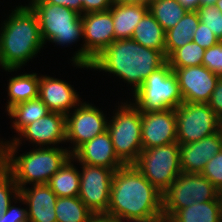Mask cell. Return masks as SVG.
Here are the masks:
<instances>
[{"label": "cell", "mask_w": 222, "mask_h": 222, "mask_svg": "<svg viewBox=\"0 0 222 222\" xmlns=\"http://www.w3.org/2000/svg\"><path fill=\"white\" fill-rule=\"evenodd\" d=\"M162 196L134 164L123 165L113 173L110 202L103 216L121 222L154 216L162 211Z\"/></svg>", "instance_id": "1"}, {"label": "cell", "mask_w": 222, "mask_h": 222, "mask_svg": "<svg viewBox=\"0 0 222 222\" xmlns=\"http://www.w3.org/2000/svg\"><path fill=\"white\" fill-rule=\"evenodd\" d=\"M166 62V56L160 51L144 47L132 39H120L93 59L89 67L118 76L133 86L134 93L153 71Z\"/></svg>", "instance_id": "2"}, {"label": "cell", "mask_w": 222, "mask_h": 222, "mask_svg": "<svg viewBox=\"0 0 222 222\" xmlns=\"http://www.w3.org/2000/svg\"><path fill=\"white\" fill-rule=\"evenodd\" d=\"M0 29V67L5 71H17L45 45L37 15L29 5L16 6Z\"/></svg>", "instance_id": "3"}, {"label": "cell", "mask_w": 222, "mask_h": 222, "mask_svg": "<svg viewBox=\"0 0 222 222\" xmlns=\"http://www.w3.org/2000/svg\"><path fill=\"white\" fill-rule=\"evenodd\" d=\"M18 146H5L4 167L11 173L18 188L47 184L50 178L71 157L67 148L36 147L16 156ZM16 156V157H15Z\"/></svg>", "instance_id": "4"}, {"label": "cell", "mask_w": 222, "mask_h": 222, "mask_svg": "<svg viewBox=\"0 0 222 222\" xmlns=\"http://www.w3.org/2000/svg\"><path fill=\"white\" fill-rule=\"evenodd\" d=\"M133 97L132 104L141 113L176 109L183 103L177 76L168 62L153 71Z\"/></svg>", "instance_id": "5"}, {"label": "cell", "mask_w": 222, "mask_h": 222, "mask_svg": "<svg viewBox=\"0 0 222 222\" xmlns=\"http://www.w3.org/2000/svg\"><path fill=\"white\" fill-rule=\"evenodd\" d=\"M37 15L44 43L69 45L83 38L81 15L64 6L30 0L28 4Z\"/></svg>", "instance_id": "6"}, {"label": "cell", "mask_w": 222, "mask_h": 222, "mask_svg": "<svg viewBox=\"0 0 222 222\" xmlns=\"http://www.w3.org/2000/svg\"><path fill=\"white\" fill-rule=\"evenodd\" d=\"M129 103V104H128ZM108 120L107 131L110 134L117 157L125 164H134L142 148L141 112L132 102H121Z\"/></svg>", "instance_id": "7"}, {"label": "cell", "mask_w": 222, "mask_h": 222, "mask_svg": "<svg viewBox=\"0 0 222 222\" xmlns=\"http://www.w3.org/2000/svg\"><path fill=\"white\" fill-rule=\"evenodd\" d=\"M141 174L161 193L182 173L178 142L143 149L134 163Z\"/></svg>", "instance_id": "8"}, {"label": "cell", "mask_w": 222, "mask_h": 222, "mask_svg": "<svg viewBox=\"0 0 222 222\" xmlns=\"http://www.w3.org/2000/svg\"><path fill=\"white\" fill-rule=\"evenodd\" d=\"M221 200L219 190L202 174L182 172L163 193L162 211L171 217L177 210L194 204Z\"/></svg>", "instance_id": "9"}, {"label": "cell", "mask_w": 222, "mask_h": 222, "mask_svg": "<svg viewBox=\"0 0 222 222\" xmlns=\"http://www.w3.org/2000/svg\"><path fill=\"white\" fill-rule=\"evenodd\" d=\"M83 42L72 60L76 67L90 69V65L103 50L115 41L112 13L110 10L81 15Z\"/></svg>", "instance_id": "10"}, {"label": "cell", "mask_w": 222, "mask_h": 222, "mask_svg": "<svg viewBox=\"0 0 222 222\" xmlns=\"http://www.w3.org/2000/svg\"><path fill=\"white\" fill-rule=\"evenodd\" d=\"M175 114L179 144L199 141L222 129V120L208 103L183 102Z\"/></svg>", "instance_id": "11"}, {"label": "cell", "mask_w": 222, "mask_h": 222, "mask_svg": "<svg viewBox=\"0 0 222 222\" xmlns=\"http://www.w3.org/2000/svg\"><path fill=\"white\" fill-rule=\"evenodd\" d=\"M82 102L71 111L73 113L66 115V142L73 145L68 149L71 155L81 145L107 131L108 119L103 111L93 104Z\"/></svg>", "instance_id": "12"}, {"label": "cell", "mask_w": 222, "mask_h": 222, "mask_svg": "<svg viewBox=\"0 0 222 222\" xmlns=\"http://www.w3.org/2000/svg\"><path fill=\"white\" fill-rule=\"evenodd\" d=\"M81 164L78 197L96 216L104 215L109 206L114 170Z\"/></svg>", "instance_id": "13"}, {"label": "cell", "mask_w": 222, "mask_h": 222, "mask_svg": "<svg viewBox=\"0 0 222 222\" xmlns=\"http://www.w3.org/2000/svg\"><path fill=\"white\" fill-rule=\"evenodd\" d=\"M65 125V114L50 112L45 117H41L25 126L18 133L19 137H14L12 140L10 139V141L7 142L5 141V146L20 147L22 139L25 138L23 140H29L28 142L35 144L36 147H54L56 144L58 145L62 142H66Z\"/></svg>", "instance_id": "14"}, {"label": "cell", "mask_w": 222, "mask_h": 222, "mask_svg": "<svg viewBox=\"0 0 222 222\" xmlns=\"http://www.w3.org/2000/svg\"><path fill=\"white\" fill-rule=\"evenodd\" d=\"M177 76L183 102L208 103L219 76L204 65L172 69Z\"/></svg>", "instance_id": "15"}, {"label": "cell", "mask_w": 222, "mask_h": 222, "mask_svg": "<svg viewBox=\"0 0 222 222\" xmlns=\"http://www.w3.org/2000/svg\"><path fill=\"white\" fill-rule=\"evenodd\" d=\"M175 109L141 113L142 148L177 142Z\"/></svg>", "instance_id": "16"}, {"label": "cell", "mask_w": 222, "mask_h": 222, "mask_svg": "<svg viewBox=\"0 0 222 222\" xmlns=\"http://www.w3.org/2000/svg\"><path fill=\"white\" fill-rule=\"evenodd\" d=\"M222 150V129L189 144H180L182 172L201 174L207 162Z\"/></svg>", "instance_id": "17"}, {"label": "cell", "mask_w": 222, "mask_h": 222, "mask_svg": "<svg viewBox=\"0 0 222 222\" xmlns=\"http://www.w3.org/2000/svg\"><path fill=\"white\" fill-rule=\"evenodd\" d=\"M74 87L58 78L41 75L39 80L38 97L46 104L51 112L69 114L72 108L81 102Z\"/></svg>", "instance_id": "18"}, {"label": "cell", "mask_w": 222, "mask_h": 222, "mask_svg": "<svg viewBox=\"0 0 222 222\" xmlns=\"http://www.w3.org/2000/svg\"><path fill=\"white\" fill-rule=\"evenodd\" d=\"M73 161L92 166H101L116 171L125 165L116 155L108 131L97 135L81 145L72 155Z\"/></svg>", "instance_id": "19"}, {"label": "cell", "mask_w": 222, "mask_h": 222, "mask_svg": "<svg viewBox=\"0 0 222 222\" xmlns=\"http://www.w3.org/2000/svg\"><path fill=\"white\" fill-rule=\"evenodd\" d=\"M57 195L47 184L32 185L20 189L19 203L28 206V222H57L55 205Z\"/></svg>", "instance_id": "20"}, {"label": "cell", "mask_w": 222, "mask_h": 222, "mask_svg": "<svg viewBox=\"0 0 222 222\" xmlns=\"http://www.w3.org/2000/svg\"><path fill=\"white\" fill-rule=\"evenodd\" d=\"M112 13L115 40L131 39L136 25L149 11L148 6L118 4L110 9Z\"/></svg>", "instance_id": "21"}, {"label": "cell", "mask_w": 222, "mask_h": 222, "mask_svg": "<svg viewBox=\"0 0 222 222\" xmlns=\"http://www.w3.org/2000/svg\"><path fill=\"white\" fill-rule=\"evenodd\" d=\"M200 23L197 11H187L181 20L165 32V56L168 58L175 50L192 41L193 34Z\"/></svg>", "instance_id": "22"}, {"label": "cell", "mask_w": 222, "mask_h": 222, "mask_svg": "<svg viewBox=\"0 0 222 222\" xmlns=\"http://www.w3.org/2000/svg\"><path fill=\"white\" fill-rule=\"evenodd\" d=\"M131 39L165 55V31L149 11L136 25Z\"/></svg>", "instance_id": "23"}, {"label": "cell", "mask_w": 222, "mask_h": 222, "mask_svg": "<svg viewBox=\"0 0 222 222\" xmlns=\"http://www.w3.org/2000/svg\"><path fill=\"white\" fill-rule=\"evenodd\" d=\"M221 212V200L194 201V204L177 210L170 219L171 222H219Z\"/></svg>", "instance_id": "24"}, {"label": "cell", "mask_w": 222, "mask_h": 222, "mask_svg": "<svg viewBox=\"0 0 222 222\" xmlns=\"http://www.w3.org/2000/svg\"><path fill=\"white\" fill-rule=\"evenodd\" d=\"M71 162L72 156L47 183L57 197H76L79 194L80 171Z\"/></svg>", "instance_id": "25"}, {"label": "cell", "mask_w": 222, "mask_h": 222, "mask_svg": "<svg viewBox=\"0 0 222 222\" xmlns=\"http://www.w3.org/2000/svg\"><path fill=\"white\" fill-rule=\"evenodd\" d=\"M40 77L37 73H24L14 76L8 82L9 100L5 110L14 105L38 97Z\"/></svg>", "instance_id": "26"}, {"label": "cell", "mask_w": 222, "mask_h": 222, "mask_svg": "<svg viewBox=\"0 0 222 222\" xmlns=\"http://www.w3.org/2000/svg\"><path fill=\"white\" fill-rule=\"evenodd\" d=\"M7 112L8 116H10L11 119L13 118L12 128L19 133L25 126L41 117H45L51 111L46 104L37 97L14 105Z\"/></svg>", "instance_id": "27"}, {"label": "cell", "mask_w": 222, "mask_h": 222, "mask_svg": "<svg viewBox=\"0 0 222 222\" xmlns=\"http://www.w3.org/2000/svg\"><path fill=\"white\" fill-rule=\"evenodd\" d=\"M57 222H90L95 214L76 197H58L55 205Z\"/></svg>", "instance_id": "28"}, {"label": "cell", "mask_w": 222, "mask_h": 222, "mask_svg": "<svg viewBox=\"0 0 222 222\" xmlns=\"http://www.w3.org/2000/svg\"><path fill=\"white\" fill-rule=\"evenodd\" d=\"M148 8L165 32L173 28L187 12L177 0H151Z\"/></svg>", "instance_id": "29"}, {"label": "cell", "mask_w": 222, "mask_h": 222, "mask_svg": "<svg viewBox=\"0 0 222 222\" xmlns=\"http://www.w3.org/2000/svg\"><path fill=\"white\" fill-rule=\"evenodd\" d=\"M205 49L200 47L194 41L175 50L168 58L171 69H180L192 66L203 65Z\"/></svg>", "instance_id": "30"}, {"label": "cell", "mask_w": 222, "mask_h": 222, "mask_svg": "<svg viewBox=\"0 0 222 222\" xmlns=\"http://www.w3.org/2000/svg\"><path fill=\"white\" fill-rule=\"evenodd\" d=\"M19 196H20V189L18 188V185L15 183L13 176L5 167L1 168L0 169V215L4 213L10 205L13 204L12 203L13 201H15L16 203L17 198Z\"/></svg>", "instance_id": "31"}, {"label": "cell", "mask_w": 222, "mask_h": 222, "mask_svg": "<svg viewBox=\"0 0 222 222\" xmlns=\"http://www.w3.org/2000/svg\"><path fill=\"white\" fill-rule=\"evenodd\" d=\"M199 20L222 41V13L215 5L199 6Z\"/></svg>", "instance_id": "32"}, {"label": "cell", "mask_w": 222, "mask_h": 222, "mask_svg": "<svg viewBox=\"0 0 222 222\" xmlns=\"http://www.w3.org/2000/svg\"><path fill=\"white\" fill-rule=\"evenodd\" d=\"M201 174L219 191L222 189V150L207 162Z\"/></svg>", "instance_id": "33"}, {"label": "cell", "mask_w": 222, "mask_h": 222, "mask_svg": "<svg viewBox=\"0 0 222 222\" xmlns=\"http://www.w3.org/2000/svg\"><path fill=\"white\" fill-rule=\"evenodd\" d=\"M203 65L211 72L222 77V41L205 49Z\"/></svg>", "instance_id": "34"}, {"label": "cell", "mask_w": 222, "mask_h": 222, "mask_svg": "<svg viewBox=\"0 0 222 222\" xmlns=\"http://www.w3.org/2000/svg\"><path fill=\"white\" fill-rule=\"evenodd\" d=\"M192 41L204 49H208L220 42L213 31L209 30L207 26L201 22L193 34Z\"/></svg>", "instance_id": "35"}, {"label": "cell", "mask_w": 222, "mask_h": 222, "mask_svg": "<svg viewBox=\"0 0 222 222\" xmlns=\"http://www.w3.org/2000/svg\"><path fill=\"white\" fill-rule=\"evenodd\" d=\"M26 208L10 205L8 209L0 215V222H28V212Z\"/></svg>", "instance_id": "36"}, {"label": "cell", "mask_w": 222, "mask_h": 222, "mask_svg": "<svg viewBox=\"0 0 222 222\" xmlns=\"http://www.w3.org/2000/svg\"><path fill=\"white\" fill-rule=\"evenodd\" d=\"M114 4V0H84L82 3V15L109 10Z\"/></svg>", "instance_id": "37"}, {"label": "cell", "mask_w": 222, "mask_h": 222, "mask_svg": "<svg viewBox=\"0 0 222 222\" xmlns=\"http://www.w3.org/2000/svg\"><path fill=\"white\" fill-rule=\"evenodd\" d=\"M208 105L215 114L222 120V77L219 78L213 93L211 94Z\"/></svg>", "instance_id": "38"}, {"label": "cell", "mask_w": 222, "mask_h": 222, "mask_svg": "<svg viewBox=\"0 0 222 222\" xmlns=\"http://www.w3.org/2000/svg\"><path fill=\"white\" fill-rule=\"evenodd\" d=\"M45 3L55 4L72 9L82 15V3L84 0H42Z\"/></svg>", "instance_id": "39"}, {"label": "cell", "mask_w": 222, "mask_h": 222, "mask_svg": "<svg viewBox=\"0 0 222 222\" xmlns=\"http://www.w3.org/2000/svg\"><path fill=\"white\" fill-rule=\"evenodd\" d=\"M129 222H171V219L164 211H161L154 216L143 219H135Z\"/></svg>", "instance_id": "40"}, {"label": "cell", "mask_w": 222, "mask_h": 222, "mask_svg": "<svg viewBox=\"0 0 222 222\" xmlns=\"http://www.w3.org/2000/svg\"><path fill=\"white\" fill-rule=\"evenodd\" d=\"M187 11H197L200 6V0H177Z\"/></svg>", "instance_id": "41"}, {"label": "cell", "mask_w": 222, "mask_h": 222, "mask_svg": "<svg viewBox=\"0 0 222 222\" xmlns=\"http://www.w3.org/2000/svg\"><path fill=\"white\" fill-rule=\"evenodd\" d=\"M151 0H114L118 4H132V5H143L149 6Z\"/></svg>", "instance_id": "42"}, {"label": "cell", "mask_w": 222, "mask_h": 222, "mask_svg": "<svg viewBox=\"0 0 222 222\" xmlns=\"http://www.w3.org/2000/svg\"><path fill=\"white\" fill-rule=\"evenodd\" d=\"M90 222H121V221L110 219L103 215H98V216L95 215V217Z\"/></svg>", "instance_id": "43"}, {"label": "cell", "mask_w": 222, "mask_h": 222, "mask_svg": "<svg viewBox=\"0 0 222 222\" xmlns=\"http://www.w3.org/2000/svg\"><path fill=\"white\" fill-rule=\"evenodd\" d=\"M5 142L0 140V169L4 167Z\"/></svg>", "instance_id": "44"}, {"label": "cell", "mask_w": 222, "mask_h": 222, "mask_svg": "<svg viewBox=\"0 0 222 222\" xmlns=\"http://www.w3.org/2000/svg\"><path fill=\"white\" fill-rule=\"evenodd\" d=\"M217 0H200V6L215 5Z\"/></svg>", "instance_id": "45"}, {"label": "cell", "mask_w": 222, "mask_h": 222, "mask_svg": "<svg viewBox=\"0 0 222 222\" xmlns=\"http://www.w3.org/2000/svg\"><path fill=\"white\" fill-rule=\"evenodd\" d=\"M215 6L218 8V10L222 13V0H217Z\"/></svg>", "instance_id": "46"}, {"label": "cell", "mask_w": 222, "mask_h": 222, "mask_svg": "<svg viewBox=\"0 0 222 222\" xmlns=\"http://www.w3.org/2000/svg\"><path fill=\"white\" fill-rule=\"evenodd\" d=\"M219 196H220L221 203H222V189L219 191Z\"/></svg>", "instance_id": "47"}, {"label": "cell", "mask_w": 222, "mask_h": 222, "mask_svg": "<svg viewBox=\"0 0 222 222\" xmlns=\"http://www.w3.org/2000/svg\"><path fill=\"white\" fill-rule=\"evenodd\" d=\"M219 222H222V212H221V215L219 217Z\"/></svg>", "instance_id": "48"}]
</instances>
